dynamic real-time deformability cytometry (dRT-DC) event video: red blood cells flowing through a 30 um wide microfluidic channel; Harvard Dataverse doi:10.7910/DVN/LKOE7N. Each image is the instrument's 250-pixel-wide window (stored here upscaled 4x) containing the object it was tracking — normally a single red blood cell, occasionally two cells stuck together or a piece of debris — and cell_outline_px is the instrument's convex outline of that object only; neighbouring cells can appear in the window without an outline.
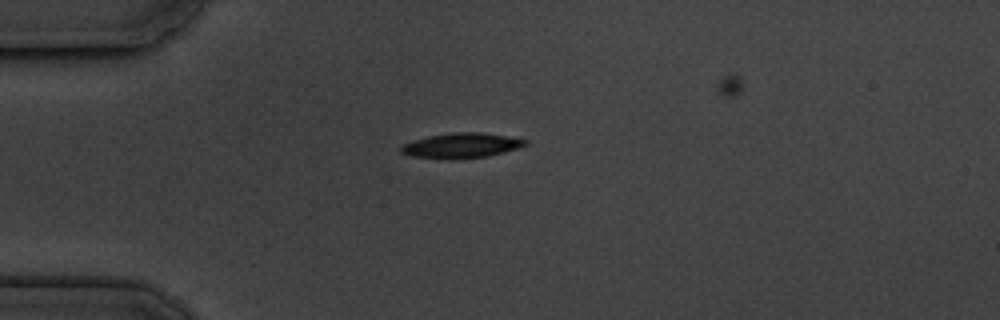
{"species": "common noctule bat (a hibernating species)", "species_latin": "Nyctalus noctula", "temperature_condition": "cold", "stored_images_in_passage": 3, "camera_frame_rate_fps": 3000, "um_per_image_px": 0.085, "animal": {"sex": "male", "body_mass_g": 19.5, "forearm_length_mm": 54.6}, "frame": {"image": 1, "passage_image": 1, "time_ms": 0.0, "image_size_px": [1000, 320], "cell_outline_px": [[528, 144], [504, 152], [484, 156], [452, 160], [448, 160], [412, 156], [400, 152], [400, 148], [404, 144], [428, 136], [452, 132], [480, 132], [528, 140]], "centroid_in_image_um": [39.19, 12.37], "position_along_channel_um": 45.8, "area_um2": 17.92}}